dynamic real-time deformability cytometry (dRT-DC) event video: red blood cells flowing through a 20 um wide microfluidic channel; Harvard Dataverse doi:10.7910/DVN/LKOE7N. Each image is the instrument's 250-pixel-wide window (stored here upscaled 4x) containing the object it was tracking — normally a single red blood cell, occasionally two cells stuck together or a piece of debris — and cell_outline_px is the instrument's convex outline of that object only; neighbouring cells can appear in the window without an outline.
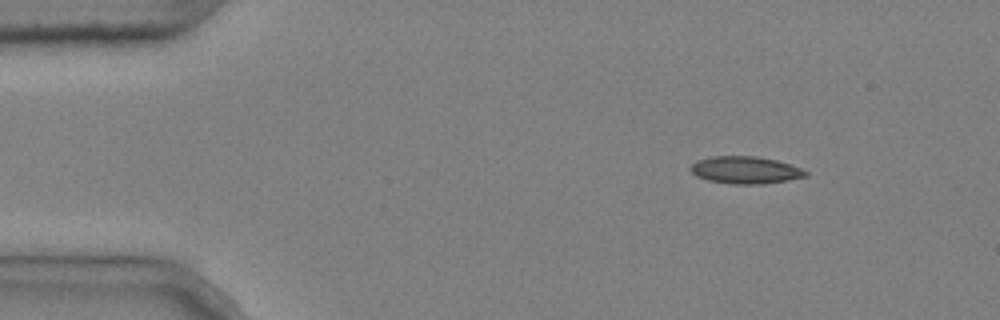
{"species": "common noctule bat (a hibernating species)", "species_latin": "Nyctalus noctula", "temperature_condition": "cold", "stored_images_in_passage": 4, "segment_of_instrument_passage": [1, 2], "camera_frame_rate_fps": 3000, "um_per_image_px": 0.085, "animal": {"sex": "male", "body_mass_g": 20.4}, "frame": {"image": 1, "passage_image": 1, "time_ms": 0.0, "image_size_px": [1000, 320], "cell_outline_px": [[808, 176], [788, 180], [764, 184], [732, 184], [708, 180], [696, 176], [688, 168], [696, 160], [712, 156], [756, 156], [776, 160], [800, 168], [808, 172]], "centroid_in_image_um": [63.33, 14.45], "position_along_channel_um": 21.7, "area_um2": 18.32}}